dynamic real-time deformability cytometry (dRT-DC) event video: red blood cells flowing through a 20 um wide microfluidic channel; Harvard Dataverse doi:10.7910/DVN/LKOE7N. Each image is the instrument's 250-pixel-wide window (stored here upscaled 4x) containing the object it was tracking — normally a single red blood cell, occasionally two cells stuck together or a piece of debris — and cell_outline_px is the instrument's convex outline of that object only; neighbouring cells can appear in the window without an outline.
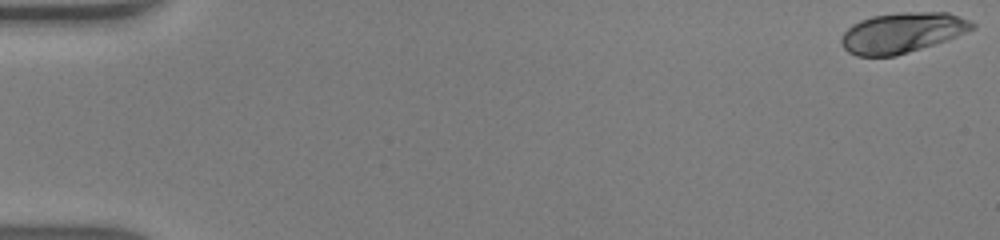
{"species": "human", "species_latin": "Homo sapiens", "temperature_condition": "warm", "stored_images_in_passage": 48, "camera_frame_rate_fps": 3000, "um_per_image_px": 0.085, "donor": {"sex": "male"}, "frame": {"image": 1, "passage_image": 1, "time_ms": 0.0, "image_size_px": [1000, 240], "cell_outline_px": [[976, 28], [948, 40], [896, 56], [856, 56], [848, 52], [840, 44], [840, 36], [852, 24], [860, 20], [872, 16], [900, 12], [948, 12], [968, 20], [976, 24]], "centroid_in_image_um": [76.67, 2.78], "position_along_channel_um": 8.3, "area_um2": 30.98}}
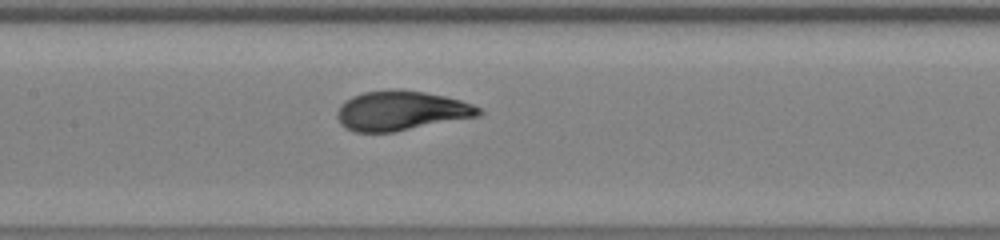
{"frame": {"image": 2, "passage_image": 24, "time_ms": 7.667, "image_size_px": [1000, 240], "cell_outline_px": [[484, 112], [480, 116], [396, 132], [356, 132], [344, 128], [340, 124], [336, 116], [336, 112], [340, 104], [352, 96], [364, 92], [396, 88], [424, 92], [444, 96], [460, 100], [472, 104], [480, 108]], "centroid_in_image_um": [34.09, 9.42], "position_along_channel_um": 173.3, "area_um2": 33.06}}
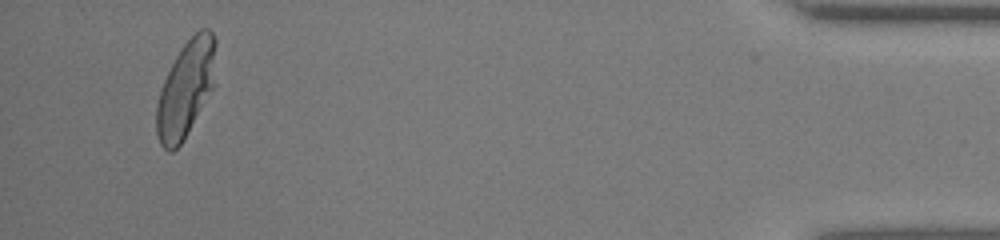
{"frame": {"image": 3, "passage_image": 46, "time_ms": 15.0, "image_size_px": [1000, 240], "cell_outline_px": [[216, 84], [184, 140], [172, 152], [168, 152], [160, 144], [156, 132], [156, 104], [160, 88], [176, 56], [184, 44], [200, 28], [208, 28], [212, 32], [216, 40]], "centroid_in_image_um": [15.82, 7.56], "position_along_channel_um": 419.4, "area_um2": 33.81}, "authors_computed_cell_mechanics": {"area_um2": 32.1368, "velocity_mm_per_s": 4.3502, "shape_relaxation_time_tau1_ms": 3.3321, "shape_relaxation_time_tau2_ms": null, "deformation_change_tau1": 0.1984, "deformation_change_tau2": null}}